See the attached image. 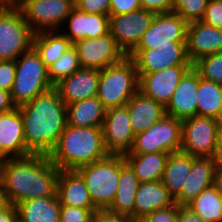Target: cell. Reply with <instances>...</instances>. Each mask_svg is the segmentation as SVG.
<instances>
[{
	"label": "cell",
	"mask_w": 222,
	"mask_h": 222,
	"mask_svg": "<svg viewBox=\"0 0 222 222\" xmlns=\"http://www.w3.org/2000/svg\"><path fill=\"white\" fill-rule=\"evenodd\" d=\"M18 108L27 149L32 154L49 156L67 125L66 105L58 91L53 87Z\"/></svg>",
	"instance_id": "obj_1"
},
{
	"label": "cell",
	"mask_w": 222,
	"mask_h": 222,
	"mask_svg": "<svg viewBox=\"0 0 222 222\" xmlns=\"http://www.w3.org/2000/svg\"><path fill=\"white\" fill-rule=\"evenodd\" d=\"M59 172L48 155L31 154L9 158L0 178L8 202L17 205L24 200L57 196Z\"/></svg>",
	"instance_id": "obj_2"
},
{
	"label": "cell",
	"mask_w": 222,
	"mask_h": 222,
	"mask_svg": "<svg viewBox=\"0 0 222 222\" xmlns=\"http://www.w3.org/2000/svg\"><path fill=\"white\" fill-rule=\"evenodd\" d=\"M108 155L102 127H75L67 124L49 158L60 170H77Z\"/></svg>",
	"instance_id": "obj_3"
},
{
	"label": "cell",
	"mask_w": 222,
	"mask_h": 222,
	"mask_svg": "<svg viewBox=\"0 0 222 222\" xmlns=\"http://www.w3.org/2000/svg\"><path fill=\"white\" fill-rule=\"evenodd\" d=\"M138 91L139 75L130 57L100 70L96 97L106 109L125 106Z\"/></svg>",
	"instance_id": "obj_4"
},
{
	"label": "cell",
	"mask_w": 222,
	"mask_h": 222,
	"mask_svg": "<svg viewBox=\"0 0 222 222\" xmlns=\"http://www.w3.org/2000/svg\"><path fill=\"white\" fill-rule=\"evenodd\" d=\"M123 155L109 154L104 159L82 166L76 171L82 176L90 198L98 210H107L113 203L119 185Z\"/></svg>",
	"instance_id": "obj_5"
},
{
	"label": "cell",
	"mask_w": 222,
	"mask_h": 222,
	"mask_svg": "<svg viewBox=\"0 0 222 222\" xmlns=\"http://www.w3.org/2000/svg\"><path fill=\"white\" fill-rule=\"evenodd\" d=\"M15 65V80L10 93L16 107L32 101L37 95L54 87L50 82L48 68L33 47L23 53L15 61Z\"/></svg>",
	"instance_id": "obj_6"
},
{
	"label": "cell",
	"mask_w": 222,
	"mask_h": 222,
	"mask_svg": "<svg viewBox=\"0 0 222 222\" xmlns=\"http://www.w3.org/2000/svg\"><path fill=\"white\" fill-rule=\"evenodd\" d=\"M35 32L20 8L0 9V61H16L33 47Z\"/></svg>",
	"instance_id": "obj_7"
},
{
	"label": "cell",
	"mask_w": 222,
	"mask_h": 222,
	"mask_svg": "<svg viewBox=\"0 0 222 222\" xmlns=\"http://www.w3.org/2000/svg\"><path fill=\"white\" fill-rule=\"evenodd\" d=\"M182 120L164 115L150 128L135 135L131 150L126 154L173 153L181 149Z\"/></svg>",
	"instance_id": "obj_8"
},
{
	"label": "cell",
	"mask_w": 222,
	"mask_h": 222,
	"mask_svg": "<svg viewBox=\"0 0 222 222\" xmlns=\"http://www.w3.org/2000/svg\"><path fill=\"white\" fill-rule=\"evenodd\" d=\"M222 132V122L216 118L198 116L182 120L180 151L192 157H211Z\"/></svg>",
	"instance_id": "obj_9"
},
{
	"label": "cell",
	"mask_w": 222,
	"mask_h": 222,
	"mask_svg": "<svg viewBox=\"0 0 222 222\" xmlns=\"http://www.w3.org/2000/svg\"><path fill=\"white\" fill-rule=\"evenodd\" d=\"M74 7L73 0H28L20 10L36 33L60 30Z\"/></svg>",
	"instance_id": "obj_10"
},
{
	"label": "cell",
	"mask_w": 222,
	"mask_h": 222,
	"mask_svg": "<svg viewBox=\"0 0 222 222\" xmlns=\"http://www.w3.org/2000/svg\"><path fill=\"white\" fill-rule=\"evenodd\" d=\"M127 56L134 61L138 74L153 73L172 66H192L186 42L172 41V45L157 49H133Z\"/></svg>",
	"instance_id": "obj_11"
},
{
	"label": "cell",
	"mask_w": 222,
	"mask_h": 222,
	"mask_svg": "<svg viewBox=\"0 0 222 222\" xmlns=\"http://www.w3.org/2000/svg\"><path fill=\"white\" fill-rule=\"evenodd\" d=\"M73 46L81 68L102 70L121 62L127 56L110 32L101 37L79 40Z\"/></svg>",
	"instance_id": "obj_12"
},
{
	"label": "cell",
	"mask_w": 222,
	"mask_h": 222,
	"mask_svg": "<svg viewBox=\"0 0 222 222\" xmlns=\"http://www.w3.org/2000/svg\"><path fill=\"white\" fill-rule=\"evenodd\" d=\"M154 17L155 13L142 8L134 12L110 16L109 32L117 45L128 55L138 45Z\"/></svg>",
	"instance_id": "obj_13"
},
{
	"label": "cell",
	"mask_w": 222,
	"mask_h": 222,
	"mask_svg": "<svg viewBox=\"0 0 222 222\" xmlns=\"http://www.w3.org/2000/svg\"><path fill=\"white\" fill-rule=\"evenodd\" d=\"M188 23L177 13H157L134 49H157L174 42H186Z\"/></svg>",
	"instance_id": "obj_14"
},
{
	"label": "cell",
	"mask_w": 222,
	"mask_h": 222,
	"mask_svg": "<svg viewBox=\"0 0 222 222\" xmlns=\"http://www.w3.org/2000/svg\"><path fill=\"white\" fill-rule=\"evenodd\" d=\"M102 130L104 146L109 154L124 155L131 150L135 134L126 105L106 109Z\"/></svg>",
	"instance_id": "obj_15"
},
{
	"label": "cell",
	"mask_w": 222,
	"mask_h": 222,
	"mask_svg": "<svg viewBox=\"0 0 222 222\" xmlns=\"http://www.w3.org/2000/svg\"><path fill=\"white\" fill-rule=\"evenodd\" d=\"M192 66H172L139 75V91L164 108L168 105L181 78Z\"/></svg>",
	"instance_id": "obj_16"
},
{
	"label": "cell",
	"mask_w": 222,
	"mask_h": 222,
	"mask_svg": "<svg viewBox=\"0 0 222 222\" xmlns=\"http://www.w3.org/2000/svg\"><path fill=\"white\" fill-rule=\"evenodd\" d=\"M110 16L86 13L74 7L60 31L72 42L109 33Z\"/></svg>",
	"instance_id": "obj_17"
},
{
	"label": "cell",
	"mask_w": 222,
	"mask_h": 222,
	"mask_svg": "<svg viewBox=\"0 0 222 222\" xmlns=\"http://www.w3.org/2000/svg\"><path fill=\"white\" fill-rule=\"evenodd\" d=\"M186 48L192 64L201 57L222 52V29L202 21L188 23Z\"/></svg>",
	"instance_id": "obj_18"
},
{
	"label": "cell",
	"mask_w": 222,
	"mask_h": 222,
	"mask_svg": "<svg viewBox=\"0 0 222 222\" xmlns=\"http://www.w3.org/2000/svg\"><path fill=\"white\" fill-rule=\"evenodd\" d=\"M100 70L80 68L63 78L54 88L65 105L97 96Z\"/></svg>",
	"instance_id": "obj_19"
},
{
	"label": "cell",
	"mask_w": 222,
	"mask_h": 222,
	"mask_svg": "<svg viewBox=\"0 0 222 222\" xmlns=\"http://www.w3.org/2000/svg\"><path fill=\"white\" fill-rule=\"evenodd\" d=\"M199 87V73L191 67L181 78L168 105L166 115L187 119L197 115V90Z\"/></svg>",
	"instance_id": "obj_20"
},
{
	"label": "cell",
	"mask_w": 222,
	"mask_h": 222,
	"mask_svg": "<svg viewBox=\"0 0 222 222\" xmlns=\"http://www.w3.org/2000/svg\"><path fill=\"white\" fill-rule=\"evenodd\" d=\"M0 148L9 158L32 154L26 147L23 119L18 107L0 113Z\"/></svg>",
	"instance_id": "obj_21"
},
{
	"label": "cell",
	"mask_w": 222,
	"mask_h": 222,
	"mask_svg": "<svg viewBox=\"0 0 222 222\" xmlns=\"http://www.w3.org/2000/svg\"><path fill=\"white\" fill-rule=\"evenodd\" d=\"M216 168L211 157H193L192 168L183 184L181 194L174 200L188 205L204 189L215 184Z\"/></svg>",
	"instance_id": "obj_22"
},
{
	"label": "cell",
	"mask_w": 222,
	"mask_h": 222,
	"mask_svg": "<svg viewBox=\"0 0 222 222\" xmlns=\"http://www.w3.org/2000/svg\"><path fill=\"white\" fill-rule=\"evenodd\" d=\"M56 194L61 205L97 209L90 198L84 179L76 170H60Z\"/></svg>",
	"instance_id": "obj_23"
},
{
	"label": "cell",
	"mask_w": 222,
	"mask_h": 222,
	"mask_svg": "<svg viewBox=\"0 0 222 222\" xmlns=\"http://www.w3.org/2000/svg\"><path fill=\"white\" fill-rule=\"evenodd\" d=\"M174 199L161 181L140 183L134 202V219H143L152 212L170 207Z\"/></svg>",
	"instance_id": "obj_24"
},
{
	"label": "cell",
	"mask_w": 222,
	"mask_h": 222,
	"mask_svg": "<svg viewBox=\"0 0 222 222\" xmlns=\"http://www.w3.org/2000/svg\"><path fill=\"white\" fill-rule=\"evenodd\" d=\"M130 124L135 135L142 133L158 122L166 113L165 108L152 98L138 91L126 104Z\"/></svg>",
	"instance_id": "obj_25"
},
{
	"label": "cell",
	"mask_w": 222,
	"mask_h": 222,
	"mask_svg": "<svg viewBox=\"0 0 222 222\" xmlns=\"http://www.w3.org/2000/svg\"><path fill=\"white\" fill-rule=\"evenodd\" d=\"M139 179L125 162L120 167L119 185L109 212L134 219V202L139 187Z\"/></svg>",
	"instance_id": "obj_26"
},
{
	"label": "cell",
	"mask_w": 222,
	"mask_h": 222,
	"mask_svg": "<svg viewBox=\"0 0 222 222\" xmlns=\"http://www.w3.org/2000/svg\"><path fill=\"white\" fill-rule=\"evenodd\" d=\"M15 206L21 222H59L61 204L57 196L24 200Z\"/></svg>",
	"instance_id": "obj_27"
},
{
	"label": "cell",
	"mask_w": 222,
	"mask_h": 222,
	"mask_svg": "<svg viewBox=\"0 0 222 222\" xmlns=\"http://www.w3.org/2000/svg\"><path fill=\"white\" fill-rule=\"evenodd\" d=\"M67 124L75 127H102L106 108L96 97L66 105Z\"/></svg>",
	"instance_id": "obj_28"
},
{
	"label": "cell",
	"mask_w": 222,
	"mask_h": 222,
	"mask_svg": "<svg viewBox=\"0 0 222 222\" xmlns=\"http://www.w3.org/2000/svg\"><path fill=\"white\" fill-rule=\"evenodd\" d=\"M140 183L161 181L169 153L124 154Z\"/></svg>",
	"instance_id": "obj_29"
},
{
	"label": "cell",
	"mask_w": 222,
	"mask_h": 222,
	"mask_svg": "<svg viewBox=\"0 0 222 222\" xmlns=\"http://www.w3.org/2000/svg\"><path fill=\"white\" fill-rule=\"evenodd\" d=\"M192 163L193 157L182 151L169 154L161 182L174 200L181 194Z\"/></svg>",
	"instance_id": "obj_30"
},
{
	"label": "cell",
	"mask_w": 222,
	"mask_h": 222,
	"mask_svg": "<svg viewBox=\"0 0 222 222\" xmlns=\"http://www.w3.org/2000/svg\"><path fill=\"white\" fill-rule=\"evenodd\" d=\"M72 46L73 43L60 30L41 31L34 34L33 48L47 68Z\"/></svg>",
	"instance_id": "obj_31"
},
{
	"label": "cell",
	"mask_w": 222,
	"mask_h": 222,
	"mask_svg": "<svg viewBox=\"0 0 222 222\" xmlns=\"http://www.w3.org/2000/svg\"><path fill=\"white\" fill-rule=\"evenodd\" d=\"M197 115L216 118L222 122V85L199 76Z\"/></svg>",
	"instance_id": "obj_32"
},
{
	"label": "cell",
	"mask_w": 222,
	"mask_h": 222,
	"mask_svg": "<svg viewBox=\"0 0 222 222\" xmlns=\"http://www.w3.org/2000/svg\"><path fill=\"white\" fill-rule=\"evenodd\" d=\"M188 206L201 219L222 222V192L215 184L204 189Z\"/></svg>",
	"instance_id": "obj_33"
},
{
	"label": "cell",
	"mask_w": 222,
	"mask_h": 222,
	"mask_svg": "<svg viewBox=\"0 0 222 222\" xmlns=\"http://www.w3.org/2000/svg\"><path fill=\"white\" fill-rule=\"evenodd\" d=\"M79 58L74 46L69 48L65 53L53 64L48 67V75L50 82L54 86L60 80L75 73L80 69Z\"/></svg>",
	"instance_id": "obj_34"
},
{
	"label": "cell",
	"mask_w": 222,
	"mask_h": 222,
	"mask_svg": "<svg viewBox=\"0 0 222 222\" xmlns=\"http://www.w3.org/2000/svg\"><path fill=\"white\" fill-rule=\"evenodd\" d=\"M192 67L201 78L222 85V52L201 57Z\"/></svg>",
	"instance_id": "obj_35"
},
{
	"label": "cell",
	"mask_w": 222,
	"mask_h": 222,
	"mask_svg": "<svg viewBox=\"0 0 222 222\" xmlns=\"http://www.w3.org/2000/svg\"><path fill=\"white\" fill-rule=\"evenodd\" d=\"M209 0H174L172 11L187 23L201 21Z\"/></svg>",
	"instance_id": "obj_36"
},
{
	"label": "cell",
	"mask_w": 222,
	"mask_h": 222,
	"mask_svg": "<svg viewBox=\"0 0 222 222\" xmlns=\"http://www.w3.org/2000/svg\"><path fill=\"white\" fill-rule=\"evenodd\" d=\"M97 210L61 205L59 222H90Z\"/></svg>",
	"instance_id": "obj_37"
},
{
	"label": "cell",
	"mask_w": 222,
	"mask_h": 222,
	"mask_svg": "<svg viewBox=\"0 0 222 222\" xmlns=\"http://www.w3.org/2000/svg\"><path fill=\"white\" fill-rule=\"evenodd\" d=\"M201 21L222 29V1L209 0Z\"/></svg>",
	"instance_id": "obj_38"
},
{
	"label": "cell",
	"mask_w": 222,
	"mask_h": 222,
	"mask_svg": "<svg viewBox=\"0 0 222 222\" xmlns=\"http://www.w3.org/2000/svg\"><path fill=\"white\" fill-rule=\"evenodd\" d=\"M75 7L86 13L109 15L110 0H76Z\"/></svg>",
	"instance_id": "obj_39"
},
{
	"label": "cell",
	"mask_w": 222,
	"mask_h": 222,
	"mask_svg": "<svg viewBox=\"0 0 222 222\" xmlns=\"http://www.w3.org/2000/svg\"><path fill=\"white\" fill-rule=\"evenodd\" d=\"M15 61H0V89L11 92L15 80Z\"/></svg>",
	"instance_id": "obj_40"
},
{
	"label": "cell",
	"mask_w": 222,
	"mask_h": 222,
	"mask_svg": "<svg viewBox=\"0 0 222 222\" xmlns=\"http://www.w3.org/2000/svg\"><path fill=\"white\" fill-rule=\"evenodd\" d=\"M141 9L140 0H110L109 16H116Z\"/></svg>",
	"instance_id": "obj_41"
},
{
	"label": "cell",
	"mask_w": 222,
	"mask_h": 222,
	"mask_svg": "<svg viewBox=\"0 0 222 222\" xmlns=\"http://www.w3.org/2000/svg\"><path fill=\"white\" fill-rule=\"evenodd\" d=\"M143 219L145 222H177V204L156 210Z\"/></svg>",
	"instance_id": "obj_42"
},
{
	"label": "cell",
	"mask_w": 222,
	"mask_h": 222,
	"mask_svg": "<svg viewBox=\"0 0 222 222\" xmlns=\"http://www.w3.org/2000/svg\"><path fill=\"white\" fill-rule=\"evenodd\" d=\"M174 0H140L141 8L153 13L172 12Z\"/></svg>",
	"instance_id": "obj_43"
},
{
	"label": "cell",
	"mask_w": 222,
	"mask_h": 222,
	"mask_svg": "<svg viewBox=\"0 0 222 222\" xmlns=\"http://www.w3.org/2000/svg\"><path fill=\"white\" fill-rule=\"evenodd\" d=\"M177 222H208L201 219L188 205L177 204Z\"/></svg>",
	"instance_id": "obj_44"
},
{
	"label": "cell",
	"mask_w": 222,
	"mask_h": 222,
	"mask_svg": "<svg viewBox=\"0 0 222 222\" xmlns=\"http://www.w3.org/2000/svg\"><path fill=\"white\" fill-rule=\"evenodd\" d=\"M93 219L96 222H131V218L111 213L108 210H97Z\"/></svg>",
	"instance_id": "obj_45"
},
{
	"label": "cell",
	"mask_w": 222,
	"mask_h": 222,
	"mask_svg": "<svg viewBox=\"0 0 222 222\" xmlns=\"http://www.w3.org/2000/svg\"><path fill=\"white\" fill-rule=\"evenodd\" d=\"M18 219L17 209L14 204L9 203L0 209V222H16Z\"/></svg>",
	"instance_id": "obj_46"
},
{
	"label": "cell",
	"mask_w": 222,
	"mask_h": 222,
	"mask_svg": "<svg viewBox=\"0 0 222 222\" xmlns=\"http://www.w3.org/2000/svg\"><path fill=\"white\" fill-rule=\"evenodd\" d=\"M16 108L11 99V93L0 89V113L9 112Z\"/></svg>",
	"instance_id": "obj_47"
},
{
	"label": "cell",
	"mask_w": 222,
	"mask_h": 222,
	"mask_svg": "<svg viewBox=\"0 0 222 222\" xmlns=\"http://www.w3.org/2000/svg\"><path fill=\"white\" fill-rule=\"evenodd\" d=\"M211 159L216 169H222V132L218 137Z\"/></svg>",
	"instance_id": "obj_48"
},
{
	"label": "cell",
	"mask_w": 222,
	"mask_h": 222,
	"mask_svg": "<svg viewBox=\"0 0 222 222\" xmlns=\"http://www.w3.org/2000/svg\"><path fill=\"white\" fill-rule=\"evenodd\" d=\"M28 0H3V4L9 8H20L24 5Z\"/></svg>",
	"instance_id": "obj_49"
},
{
	"label": "cell",
	"mask_w": 222,
	"mask_h": 222,
	"mask_svg": "<svg viewBox=\"0 0 222 222\" xmlns=\"http://www.w3.org/2000/svg\"><path fill=\"white\" fill-rule=\"evenodd\" d=\"M9 204L6 192L4 190L3 182L0 178V209L6 207Z\"/></svg>",
	"instance_id": "obj_50"
},
{
	"label": "cell",
	"mask_w": 222,
	"mask_h": 222,
	"mask_svg": "<svg viewBox=\"0 0 222 222\" xmlns=\"http://www.w3.org/2000/svg\"><path fill=\"white\" fill-rule=\"evenodd\" d=\"M8 159H9L8 155L0 148V175L3 168L7 164Z\"/></svg>",
	"instance_id": "obj_51"
},
{
	"label": "cell",
	"mask_w": 222,
	"mask_h": 222,
	"mask_svg": "<svg viewBox=\"0 0 222 222\" xmlns=\"http://www.w3.org/2000/svg\"><path fill=\"white\" fill-rule=\"evenodd\" d=\"M215 185L222 192V169H216Z\"/></svg>",
	"instance_id": "obj_52"
},
{
	"label": "cell",
	"mask_w": 222,
	"mask_h": 222,
	"mask_svg": "<svg viewBox=\"0 0 222 222\" xmlns=\"http://www.w3.org/2000/svg\"><path fill=\"white\" fill-rule=\"evenodd\" d=\"M131 222H145L144 219H131Z\"/></svg>",
	"instance_id": "obj_53"
},
{
	"label": "cell",
	"mask_w": 222,
	"mask_h": 222,
	"mask_svg": "<svg viewBox=\"0 0 222 222\" xmlns=\"http://www.w3.org/2000/svg\"><path fill=\"white\" fill-rule=\"evenodd\" d=\"M4 6L2 0H0V9Z\"/></svg>",
	"instance_id": "obj_54"
}]
</instances>
